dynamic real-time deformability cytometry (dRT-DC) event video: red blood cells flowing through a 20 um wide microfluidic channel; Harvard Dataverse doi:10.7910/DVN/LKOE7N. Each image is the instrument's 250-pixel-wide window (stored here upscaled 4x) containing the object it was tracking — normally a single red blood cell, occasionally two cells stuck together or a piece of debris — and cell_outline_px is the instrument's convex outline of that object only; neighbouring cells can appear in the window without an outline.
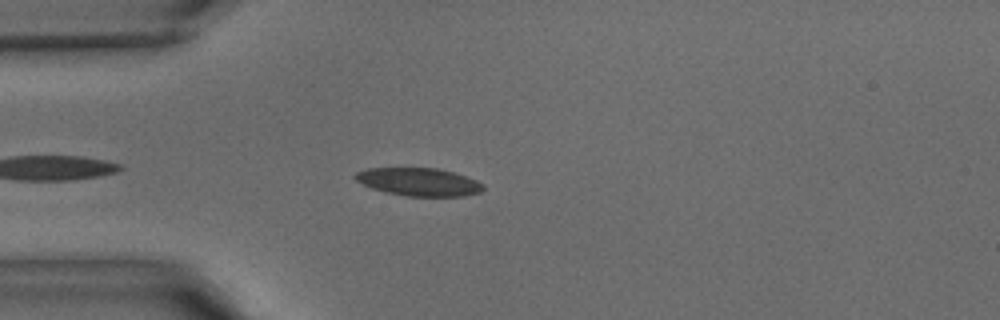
{"species": "common noctule bat (a hibernating species)", "species_latin": "Nyctalus noctula", "temperature_condition": "warm", "stored_images_in_passage": 7, "camera_frame_rate_fps": 3000, "um_per_image_px": 0.085, "animal": {"sex": "male", "body_mass_g": 15.6}, "frame": {"image": 1, "passage_image": 3, "time_ms": 0.667, "image_size_px": [1000, 320], "cell_outline_px": [[484, 188], [480, 192], [464, 196], [408, 196], [388, 192], [372, 188], [356, 180], [352, 176], [356, 172], [368, 168], [436, 168], [452, 172], [476, 180], [484, 184]], "centroid_in_image_um": [35.6, 15.46], "position_along_channel_um": 49.4, "area_um2": 20.63}}
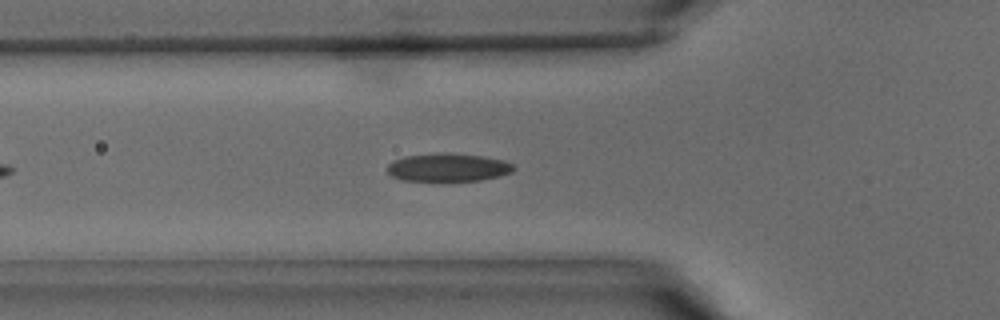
{"frame": {"image": 2, "passage_image": 6, "time_ms": 1.667, "image_size_px": [1000, 320], "cell_outline_px": [[516, 168], [512, 172], [500, 176], [480, 180], [448, 184], [444, 184], [404, 180], [392, 176], [388, 172], [388, 164], [392, 160], [404, 156], [436, 152], [440, 152], [484, 156], [504, 160], [512, 164]], "centroid_in_image_um": [38.07, 14.27], "position_along_channel_um": 87.7, "area_um2": 21.85}}